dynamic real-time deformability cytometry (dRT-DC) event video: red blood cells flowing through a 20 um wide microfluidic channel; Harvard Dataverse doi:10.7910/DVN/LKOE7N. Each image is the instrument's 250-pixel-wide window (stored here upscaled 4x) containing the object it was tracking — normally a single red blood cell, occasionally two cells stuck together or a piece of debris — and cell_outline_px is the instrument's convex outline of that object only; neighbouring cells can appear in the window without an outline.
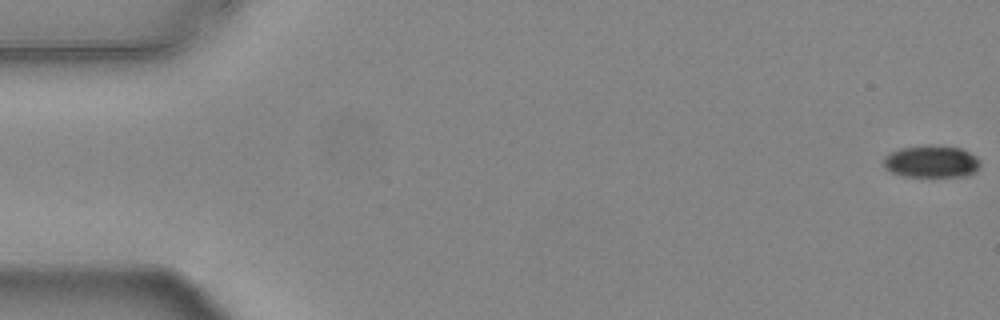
{"species": "common noctule bat (a hibernating species)", "species_latin": "Nyctalus noctula", "temperature_condition": "warm", "stored_images_in_passage": 55, "camera_frame_rate_fps": 3000, "um_per_image_px": 0.085, "animal": {"sex": "female", "body_mass_g": 24.6, "forearm_length_mm": 56.2}, "frame": {"image": 1, "passage_image": 1, "time_ms": 0.0, "image_size_px": [1000, 320], "cell_outline_px": [[980, 168], [976, 172], [968, 176], [900, 176], [884, 168], [884, 156], [888, 152], [900, 148], [928, 144], [932, 144], [960, 148], [976, 156], [980, 160]], "centroid_in_image_um": [79.17, 13.72], "position_along_channel_um": 5.8, "area_um2": 18.5}}
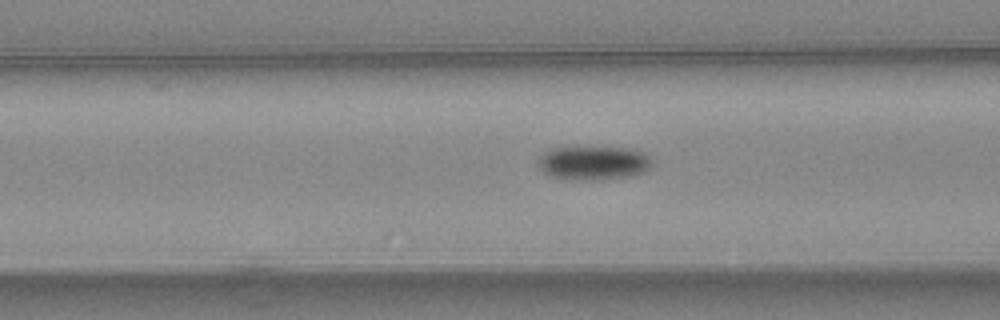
{"frame": {"image": 2, "passage_image": 22, "time_ms": 7.0, "image_size_px": [1000, 320], "cell_outline_px": [[652, 164], [644, 172], [628, 176], [596, 180], [568, 180], [552, 176], [544, 172], [536, 164], [536, 160], [544, 152], [552, 148], [588, 144], [632, 148], [648, 156], [652, 160]], "centroid_in_image_um": [50.39, 13.79], "position_along_channel_um": 116.2, "area_um2": 23.52}}
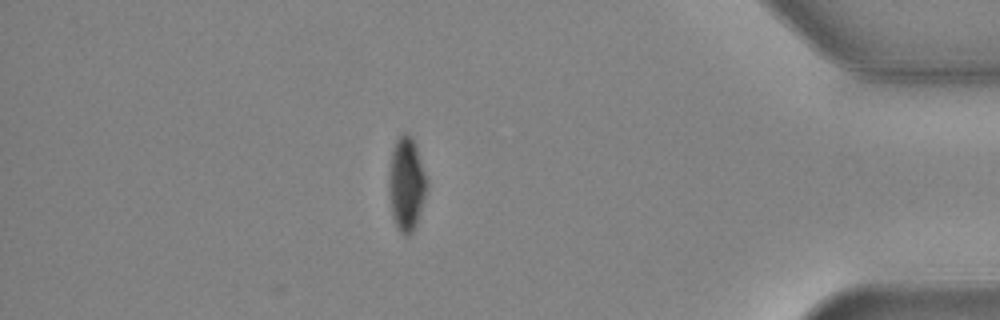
{"frame": {"image": 3, "passage_image": 48, "time_ms": 15.667, "image_size_px": [1000, 320], "cell_outline_px": [[428, 184], [416, 224], [412, 232], [408, 236], [404, 236], [396, 228], [392, 216], [388, 192], [388, 172], [392, 152], [396, 140], [404, 132], [408, 132], [412, 136], [416, 144], [428, 180]], "centroid_in_image_um": [34.53, 15.63], "position_along_channel_um": 400.7, "area_um2": 21.04}, "authors_computed_cell_mechanics": {"area_um2": 20.808, "velocity_mm_per_s": 3.7775, "shape_relaxation_time_tau1_ms": 3.9146, "shape_relaxation_time_tau2_ms": null, "deformation_change_tau1": 0.1095, "deformation_change_tau2": null}}